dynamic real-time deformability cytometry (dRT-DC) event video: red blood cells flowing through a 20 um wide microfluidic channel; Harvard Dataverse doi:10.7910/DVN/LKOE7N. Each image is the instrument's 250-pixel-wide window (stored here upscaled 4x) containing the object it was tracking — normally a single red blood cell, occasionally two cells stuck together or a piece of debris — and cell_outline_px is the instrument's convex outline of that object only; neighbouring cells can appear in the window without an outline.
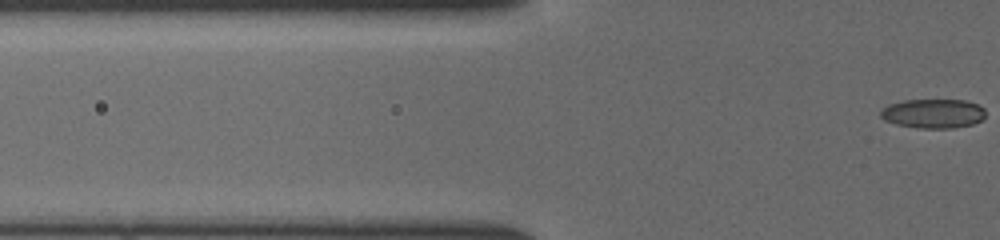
{"species": "common noctule bat (a hibernating species)", "species_latin": "Nyctalus noctula", "temperature_condition": "cold", "stored_images_in_passage": 4, "segment_of_instrument_passage": [2, 2], "camera_frame_rate_fps": 3000, "um_per_image_px": 0.085, "animal": {"sex": "female", "body_mass_g": 19.5, "forearm_length_mm": 54.1}, "frame": {"image": 1, "passage_image": 4, "time_ms": 1.0, "image_size_px": [1000, 240], "cell_outline_px": [[984, 120], [972, 124], [952, 128], [920, 128], [896, 124], [884, 120], [880, 116], [880, 108], [888, 104], [904, 100], [964, 100], [976, 104], [984, 108]], "centroid_in_image_um": [79.29, 9.65], "position_along_channel_um": 46.5, "area_um2": 17.98}}